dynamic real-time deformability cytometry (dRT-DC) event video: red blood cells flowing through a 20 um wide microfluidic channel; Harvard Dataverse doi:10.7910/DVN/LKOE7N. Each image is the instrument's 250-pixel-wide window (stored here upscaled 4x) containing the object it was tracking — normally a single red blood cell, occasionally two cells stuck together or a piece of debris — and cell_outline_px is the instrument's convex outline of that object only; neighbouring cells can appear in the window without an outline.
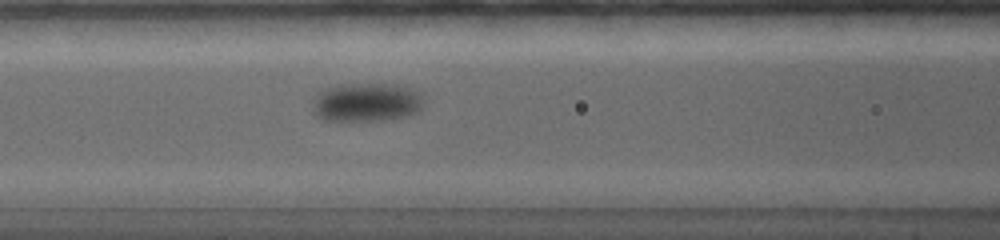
{"species": "common noctule bat (a hibernating species)", "species_latin": "Nyctalus noctula", "temperature_condition": "warm", "stored_images_in_passage": 58, "camera_frame_rate_fps": 5000, "um_per_image_px": 0.085, "animal": {"sex": "female", "body_mass_g": 19.0, "forearm_length_mm": 56.7}, "frame": {"image": 1, "passage_image": 15, "time_ms": 3.6, "image_size_px": [1000, 240], "cell_outline_px": [[424, 104], [416, 112], [404, 116], [384, 120], [324, 120], [316, 116], [312, 112], [312, 96], [320, 88], [336, 84], [400, 84], [416, 88], [424, 92]], "centroid_in_image_um": [31.13, 8.65], "position_along_channel_um": 135.5, "area_um2": 26.07}}
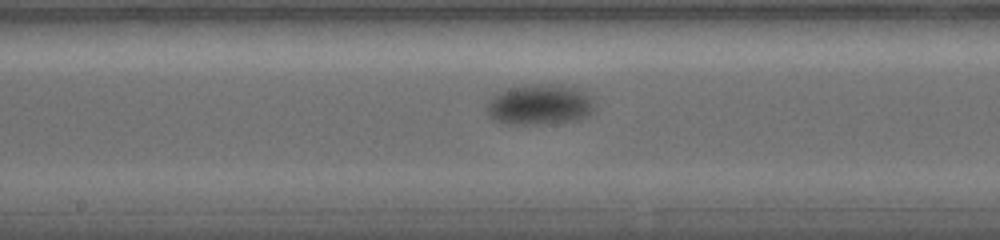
{"frame": {"image": 2, "passage_image": 23, "time_ms": 5.6, "image_size_px": [1000, 240], "cell_outline_px": [[596, 108], [592, 112], [576, 120], [544, 124], [504, 124], [492, 120], [488, 116], [488, 100], [496, 92], [504, 88], [520, 84], [572, 84], [580, 88], [592, 96]], "centroid_in_image_um": [45.88, 8.85], "position_along_channel_um": 202.3, "area_um2": 26.47}}
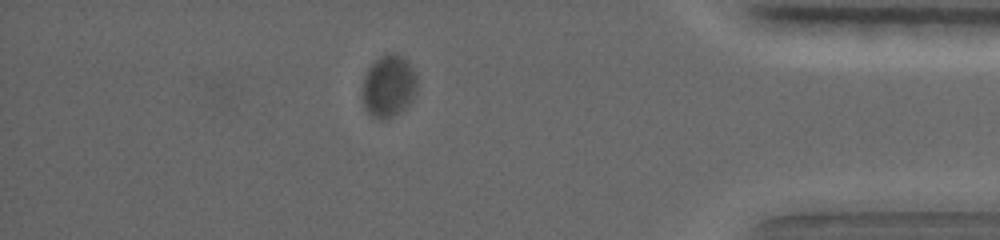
{"frame": {"image": 3, "passage_image": 50, "time_ms": 12.6, "image_size_px": [1000, 240], "cell_outline_px": [[416, 92], [408, 104], [404, 108], [384, 120], [380, 120], [372, 116], [364, 108], [364, 76], [368, 68], [384, 52], [396, 52], [404, 56], [408, 60], [416, 72]], "centroid_in_image_um": [33.06, 7.26], "position_along_channel_um": 402.1, "area_um2": 19.83}}